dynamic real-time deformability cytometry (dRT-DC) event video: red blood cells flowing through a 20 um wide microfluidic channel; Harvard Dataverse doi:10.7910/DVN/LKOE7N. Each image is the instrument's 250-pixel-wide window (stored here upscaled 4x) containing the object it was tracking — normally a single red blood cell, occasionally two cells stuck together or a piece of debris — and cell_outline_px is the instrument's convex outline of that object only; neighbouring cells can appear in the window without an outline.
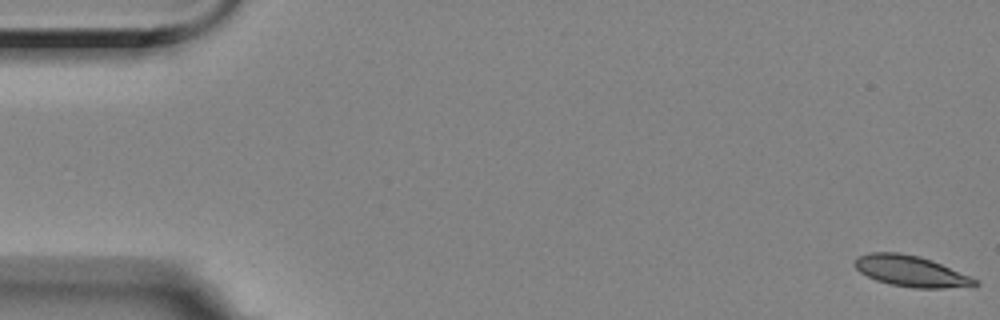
{"species": "Egyptian fruit bat (a non-hibernating species)", "species_latin": "Rousettus aegyptiacus", "temperature_condition": "room temperature", "stored_images_in_passage": 58, "camera_frame_rate_fps": 3000, "um_per_image_px": 0.085, "animal": {"sex": "female"}, "frame": {"image": 1, "passage_image": 1, "time_ms": 0.0, "image_size_px": [1000, 320], "cell_outline_px": [[980, 284], [976, 288], [912, 288], [888, 284], [876, 280], [860, 272], [852, 264], [856, 256], [872, 252], [900, 252], [920, 256], [932, 260], [972, 276], [980, 280]], "centroid_in_image_um": [77.51, 23.06], "position_along_channel_um": 7.5, "area_um2": 22.43}}
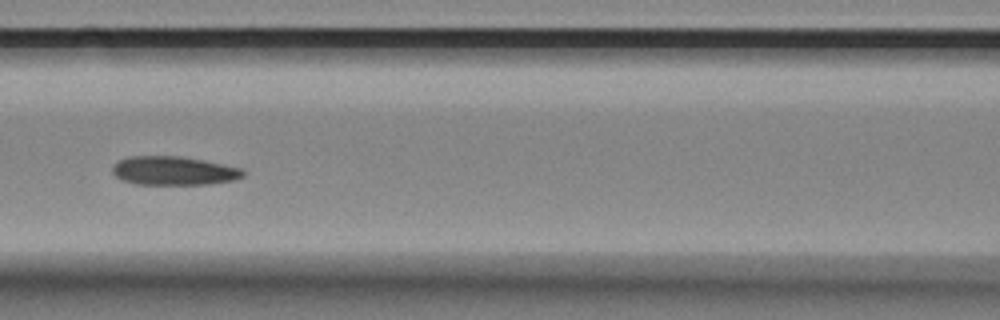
{"frame": {"image": 2, "passage_image": 25, "time_ms": 8.0, "image_size_px": [1000, 320], "cell_outline_px": [[248, 172], [244, 176], [236, 180], [208, 184], [136, 184], [124, 180], [116, 176], [112, 172], [112, 164], [128, 156], [184, 156], [244, 168]], "centroid_in_image_um": [14.83, 14.5], "position_along_channel_um": 151.8, "area_um2": 22.2}}
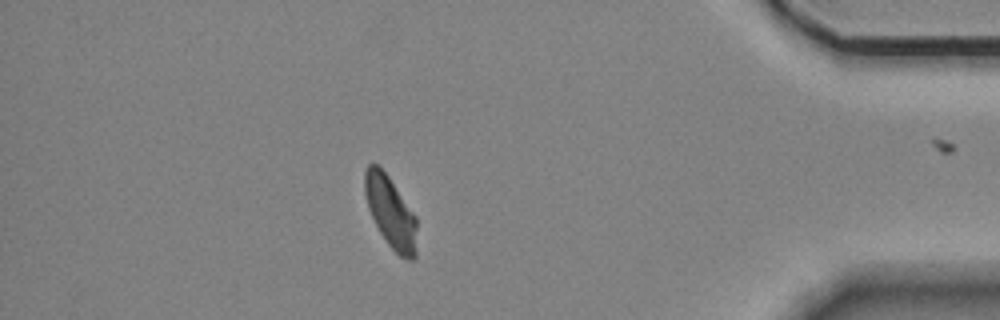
{"frame": {"image": 3, "passage_image": 50, "time_ms": 16.333, "image_size_px": [1000, 320], "cell_outline_px": [[416, 256], [412, 260], [408, 260], [400, 256], [388, 244], [380, 232], [368, 208], [364, 192], [364, 172], [368, 164], [376, 164], [388, 176], [416, 216]], "centroid_in_image_um": [33.2, 18.04], "position_along_channel_um": 402.0, "area_um2": 21.44}, "authors_computed_cell_mechanics": {"area_um2": 22.2241, "velocity_mm_per_s": 3.4999, "shape_relaxation_time_tau1_ms": 6.1231, "shape_relaxation_time_tau2_ms": 1.9215, "deformation_change_tau1": 0.1741, "deformation_change_tau2": 0.0802}}